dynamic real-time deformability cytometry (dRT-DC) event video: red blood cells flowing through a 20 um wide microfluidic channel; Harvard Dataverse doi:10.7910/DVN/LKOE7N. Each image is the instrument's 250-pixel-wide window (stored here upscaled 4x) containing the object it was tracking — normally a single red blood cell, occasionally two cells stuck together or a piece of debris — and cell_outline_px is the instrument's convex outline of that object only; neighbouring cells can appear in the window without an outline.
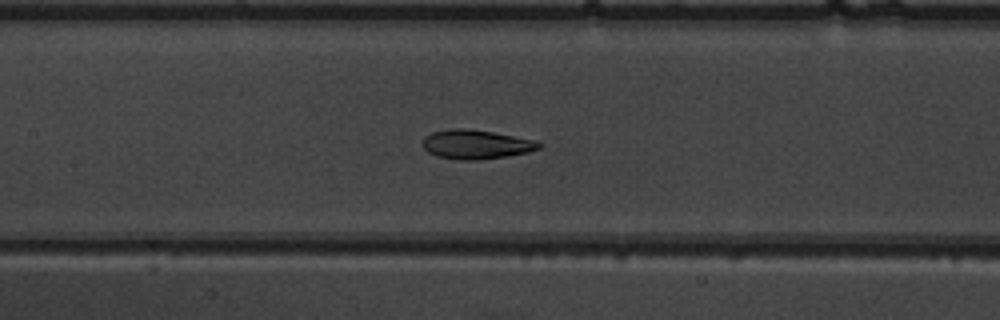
{"species": "common noctule bat (a hibernating species)", "species_latin": "Nyctalus noctula", "temperature_condition": "warm", "stored_images_in_passage": 50, "camera_frame_rate_fps": 3000, "um_per_image_px": 0.085, "animal": {"sex": "male", "body_mass_g": 19.5, "forearm_length_mm": 54.6}, "frame": {"image": 1, "passage_image": 24, "time_ms": 7.667, "image_size_px": [1000, 320], "cell_outline_px": [[544, 144], [540, 148], [528, 152], [508, 156], [476, 160], [460, 160], [436, 156], [428, 152], [424, 148], [424, 136], [432, 132], [452, 128], [464, 128], [492, 132], [536, 140]], "centroid_in_image_um": [40.48, 12.27], "position_along_channel_um": 166.9, "area_um2": 19.77}}
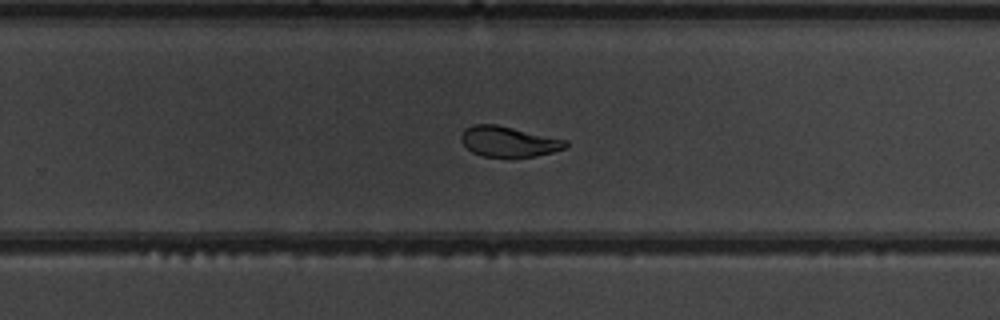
{"frame": {"image": 2, "passage_image": 33, "time_ms": 10.667, "image_size_px": [1000, 320], "cell_outline_px": [[568, 144], [564, 148], [552, 152], [536, 156], [512, 160], [484, 156], [472, 152], [460, 140], [460, 136], [464, 128], [472, 124], [496, 124], [568, 140]], "centroid_in_image_um": [43.22, 12.06], "position_along_channel_um": 286.6, "area_um2": 19.13}}
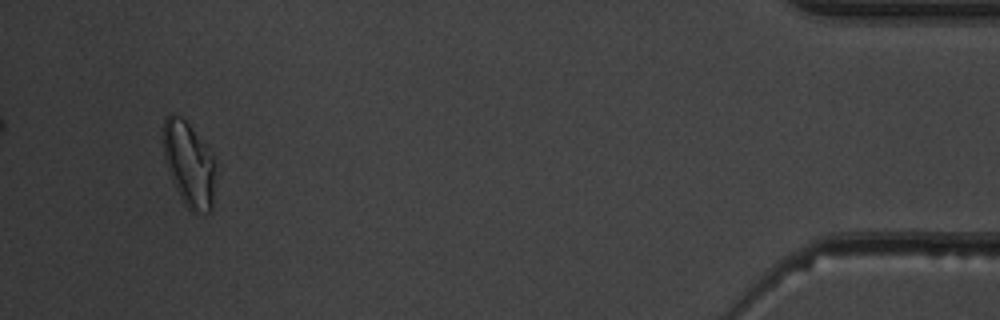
{"frame": {"image": 3, "passage_image": 48, "time_ms": 15.667, "image_size_px": [1000, 320], "cell_outline_px": [[216, 164], [212, 212], [192, 212], [184, 204], [172, 180], [164, 156], [160, 136], [164, 120], [172, 112], [180, 116], [188, 124], [204, 144], [216, 160]], "centroid_in_image_um": [16.05, 13.94], "position_along_channel_um": 419.1, "area_um2": 26.07}, "authors_computed_cell_mechanics": {"area_um2": 20.9525, "velocity_mm_per_s": 4.0057, "shape_relaxation_time_tau1_ms": 3.6681, "shape_relaxation_time_tau2_ms": 1.4288, "deformation_change_tau1": 0.1178, "deformation_change_tau2": 0.064}}